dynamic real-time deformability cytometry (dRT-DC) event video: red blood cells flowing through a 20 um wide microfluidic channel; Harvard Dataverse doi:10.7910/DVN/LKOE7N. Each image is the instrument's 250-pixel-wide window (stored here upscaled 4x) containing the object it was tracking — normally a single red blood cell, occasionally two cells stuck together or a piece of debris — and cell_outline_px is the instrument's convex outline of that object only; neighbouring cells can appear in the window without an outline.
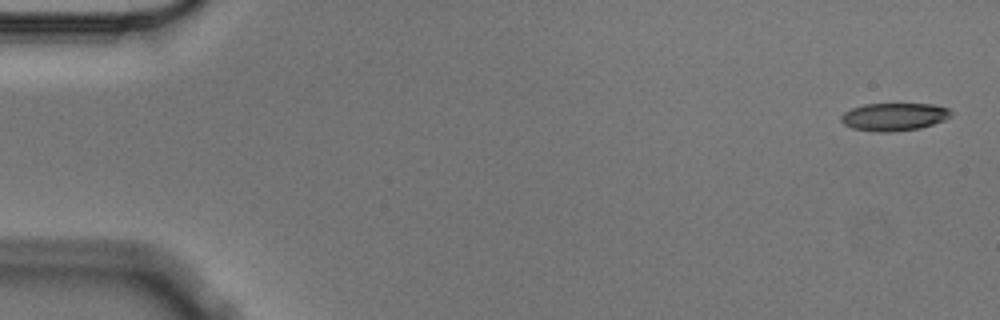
{"species": "Egyptian fruit bat (a non-hibernating species)", "species_latin": "Rousettus aegyptiacus", "temperature_condition": "cold", "stored_images_in_passage": 9, "camera_frame_rate_fps": 3000, "um_per_image_px": 0.085, "animal": {"sex": "male"}, "frame": {"image": 1, "passage_image": 1, "time_ms": 0.0, "image_size_px": [1000, 320], "cell_outline_px": [[952, 116], [944, 120], [920, 128], [888, 132], [880, 132], [852, 128], [844, 124], [840, 120], [840, 116], [844, 112], [852, 108], [864, 104], [936, 104], [948, 108], [952, 112]], "centroid_in_image_um": [76.0, 9.92], "position_along_channel_um": 9.0, "area_um2": 17.8}}
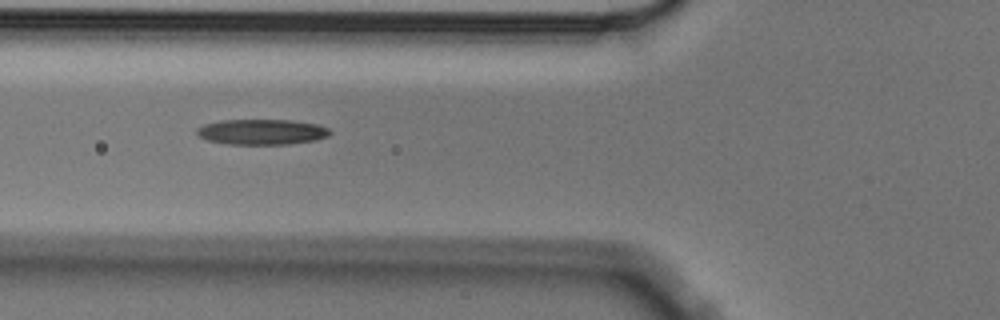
{"frame": {"image": 2, "passage_image": 6, "time_ms": 1.667, "image_size_px": [1000, 320], "cell_outline_px": [[332, 132], [328, 136], [316, 140], [288, 144], [228, 144], [208, 140], [200, 136], [196, 132], [196, 128], [204, 124], [220, 120], [292, 120], [320, 124], [328, 128]], "centroid_in_image_um": [22.28, 11.2], "position_along_channel_um": 103.5, "area_um2": 19.83}}
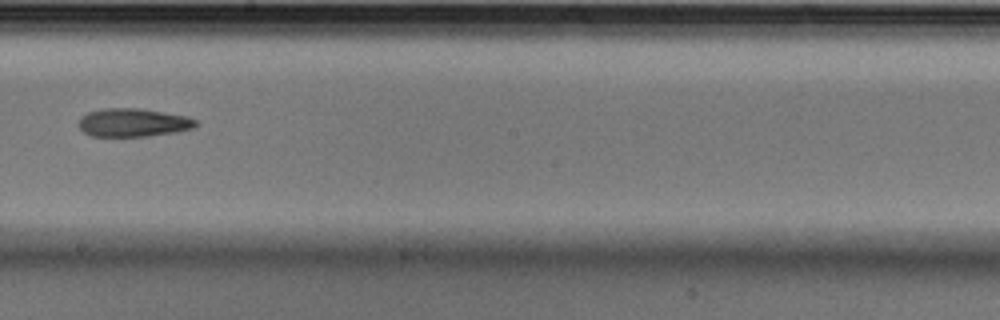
{"frame": {"image": 3, "passage_image": 9, "time_ms": 2.667, "image_size_px": [1000, 320], "cell_outline_px": [[196, 124], [192, 128], [176, 132], [148, 136], [92, 136], [84, 132], [80, 128], [80, 116], [88, 112], [104, 108], [140, 108], [188, 116], [196, 120]], "centroid_in_image_um": [11.31, 10.41], "position_along_channel_um": 236.9, "area_um2": 19.25}}